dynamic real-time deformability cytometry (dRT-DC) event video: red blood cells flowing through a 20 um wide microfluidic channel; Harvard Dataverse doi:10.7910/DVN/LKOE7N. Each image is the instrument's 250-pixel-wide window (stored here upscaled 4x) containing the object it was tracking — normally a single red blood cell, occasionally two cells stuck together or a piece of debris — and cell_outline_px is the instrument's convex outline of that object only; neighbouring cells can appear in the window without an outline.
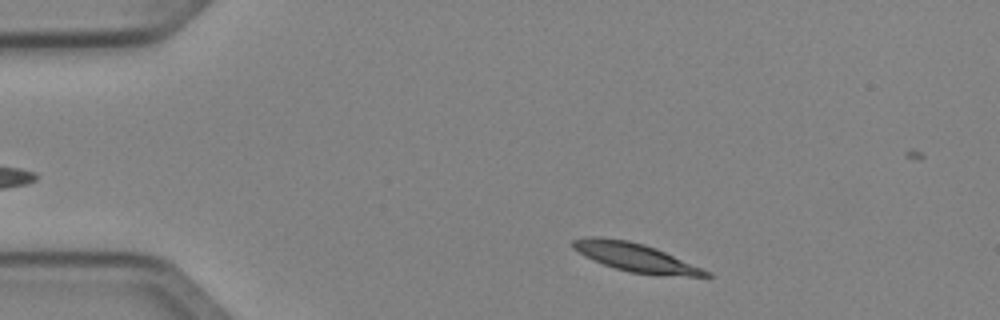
{"species": "Egyptian fruit bat (a non-hibernating species)", "species_latin": "Rousettus aegyptiacus", "temperature_condition": "cold", "stored_images_in_passage": 45, "camera_frame_rate_fps": 3000, "um_per_image_px": 0.085, "animal": {"sex": "female"}, "frame": {"image": 1, "passage_image": 3, "time_ms": 0.667, "image_size_px": [1000, 320], "cell_outline_px": [[712, 276], [688, 276], [628, 272], [604, 264], [584, 256], [572, 248], [572, 240], [584, 236], [596, 236], [628, 240], [644, 244], [656, 248], [712, 272]], "centroid_in_image_um": [53.97, 21.85], "position_along_channel_um": 31.0, "area_um2": 21.91}}
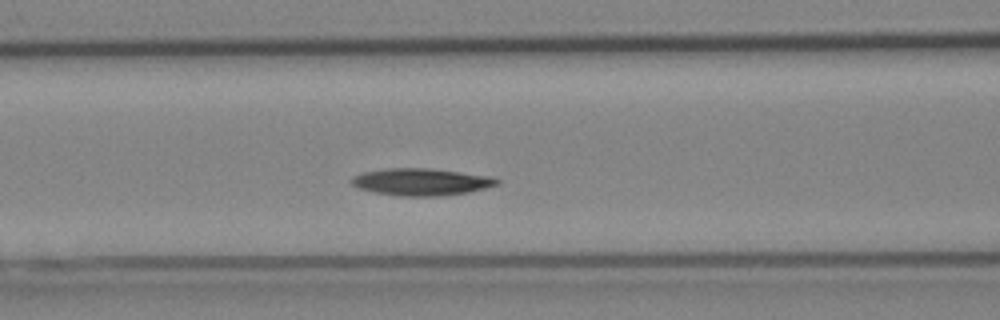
{"frame": {"image": 2, "passage_image": 15, "time_ms": 4.667, "image_size_px": [1000, 320], "cell_outline_px": [[500, 184], [468, 192], [436, 196], [396, 196], [372, 192], [356, 188], [348, 180], [352, 176], [364, 172], [384, 168], [428, 168], [496, 176], [500, 180]], "centroid_in_image_um": [35.78, 15.45], "position_along_channel_um": 130.8, "area_um2": 23.35}}
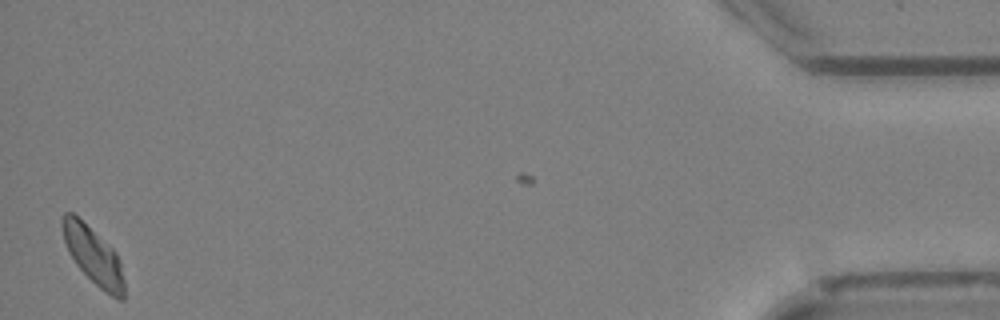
{"frame": {"image": 3, "passage_image": 44, "time_ms": 14.333, "image_size_px": [1000, 320], "cell_outline_px": [[124, 300], [120, 300], [104, 292], [76, 264], [68, 252], [64, 240], [60, 224], [60, 220], [64, 212], [72, 212], [112, 248], [116, 252], [120, 260], [124, 280]], "centroid_in_image_um": [7.92, 21.72], "position_along_channel_um": 427.3, "area_um2": 20.46}, "authors_computed_cell_mechanics": {"area_um2": 21.9062, "velocity_mm_per_s": 3.968, "shape_relaxation_time_tau1_ms": 5.8454, "shape_relaxation_time_tau2_ms": null, "deformation_change_tau1": 0.1259, "deformation_change_tau2": null}}